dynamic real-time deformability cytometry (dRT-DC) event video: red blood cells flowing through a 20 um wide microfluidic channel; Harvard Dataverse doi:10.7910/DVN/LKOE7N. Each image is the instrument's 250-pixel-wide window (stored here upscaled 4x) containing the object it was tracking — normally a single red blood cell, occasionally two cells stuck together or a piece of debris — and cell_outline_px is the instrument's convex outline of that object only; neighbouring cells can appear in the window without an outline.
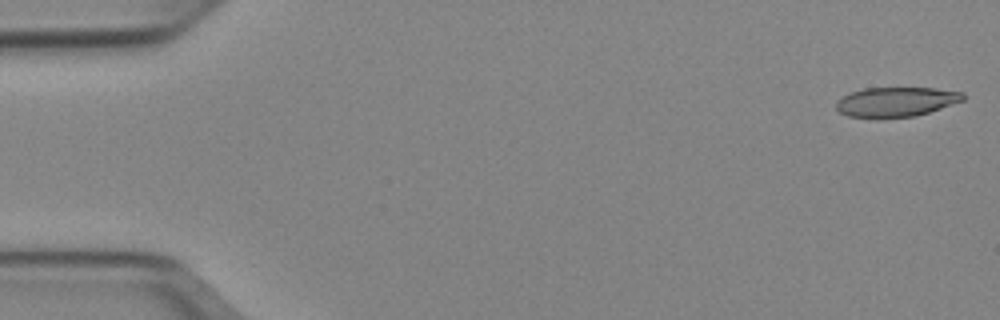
{"species": "Egyptian fruit bat (a non-hibernating species)", "species_latin": "Rousettus aegyptiacus", "temperature_condition": "cold", "stored_images_in_passage": 52, "segment_of_instrument_passage": [1, 2], "camera_frame_rate_fps": 3000, "um_per_image_px": 0.085, "animal": {"sex": "female"}, "frame": {"image": 1, "passage_image": 1, "time_ms": 0.0, "image_size_px": [1000, 320], "cell_outline_px": [[964, 100], [916, 116], [880, 120], [876, 120], [848, 116], [840, 112], [836, 108], [836, 100], [852, 92], [864, 88], [936, 88], [964, 92]], "centroid_in_image_um": [76.13, 8.69], "position_along_channel_um": 8.9, "area_um2": 22.37}}
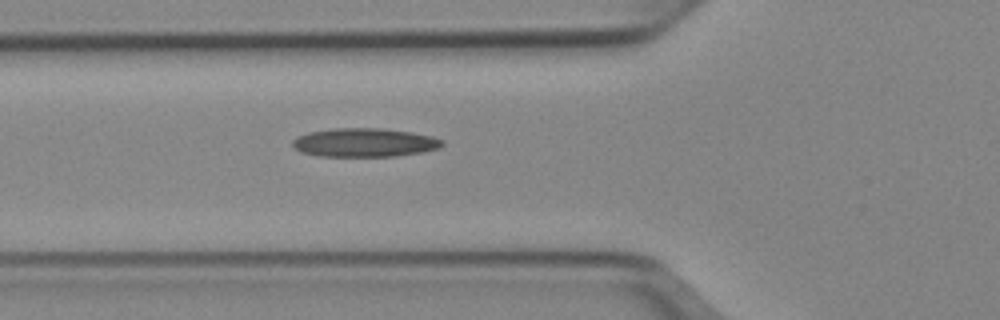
{"frame": {"image": 2, "passage_image": 18, "time_ms": 5.667, "image_size_px": [1000, 320], "cell_outline_px": [[444, 144], [440, 148], [424, 152], [396, 156], [320, 156], [300, 152], [292, 144], [292, 140], [296, 136], [308, 132], [332, 128], [380, 128], [412, 132], [432, 136], [444, 140]], "centroid_in_image_um": [31.0, 12.11], "position_along_channel_um": 94.8, "area_um2": 25.26}}
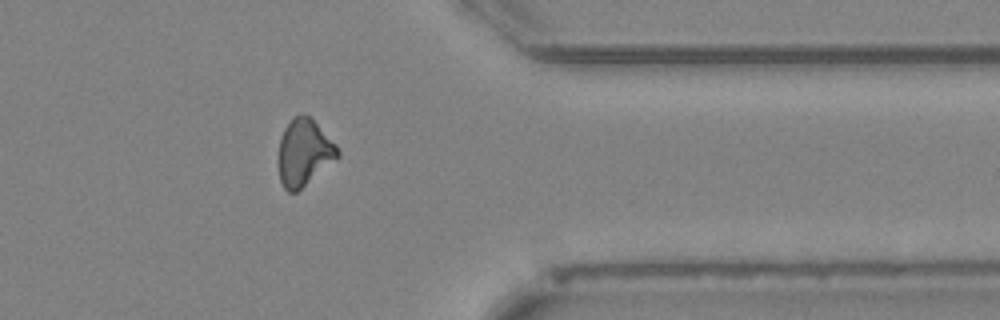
{"frame": {"image": 3, "passage_image": 41, "time_ms": 13.333, "image_size_px": [1000, 320], "cell_outline_px": [[340, 156], [296, 192], [288, 192], [284, 188], [280, 180], [280, 136], [284, 128], [292, 116], [304, 112], [336, 144], [340, 152]], "centroid_in_image_um": [25.85, 12.94], "position_along_channel_um": 385.6, "area_um2": 22.6}}